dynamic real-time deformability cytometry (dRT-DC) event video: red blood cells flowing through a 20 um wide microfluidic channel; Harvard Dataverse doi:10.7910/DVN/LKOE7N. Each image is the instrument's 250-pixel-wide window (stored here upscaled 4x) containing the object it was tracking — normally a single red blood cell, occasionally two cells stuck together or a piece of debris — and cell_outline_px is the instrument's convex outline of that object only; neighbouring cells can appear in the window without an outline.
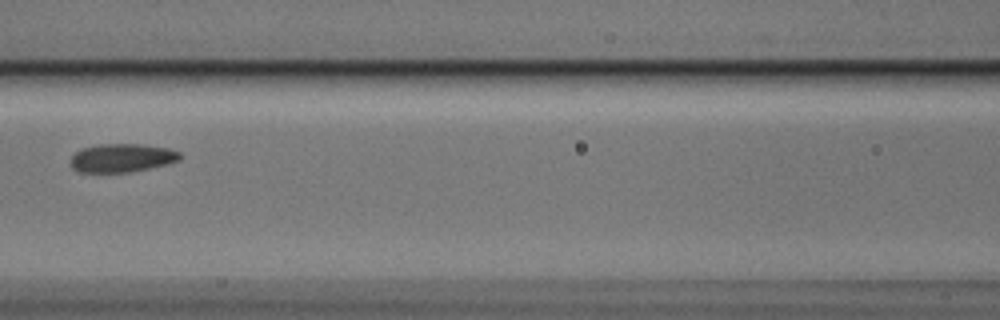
{"species": "Egyptian fruit bat (a non-hibernating species)", "species_latin": "Rousettus aegyptiacus", "temperature_condition": "cold", "stored_images_in_passage": 3, "camera_frame_rate_fps": 3000, "um_per_image_px": 0.085, "animal": {"sex": "male"}, "frame": {"image": 1, "passage_image": 3, "time_ms": 0.667, "image_size_px": [1000, 320], "cell_outline_px": [[180, 160], [168, 164], [132, 172], [76, 172], [72, 168], [72, 156], [80, 148], [100, 144], [144, 144], [168, 148], [180, 152]], "centroid_in_image_um": [10.37, 13.42], "position_along_channel_um": 156.2, "area_um2": 18.26}}